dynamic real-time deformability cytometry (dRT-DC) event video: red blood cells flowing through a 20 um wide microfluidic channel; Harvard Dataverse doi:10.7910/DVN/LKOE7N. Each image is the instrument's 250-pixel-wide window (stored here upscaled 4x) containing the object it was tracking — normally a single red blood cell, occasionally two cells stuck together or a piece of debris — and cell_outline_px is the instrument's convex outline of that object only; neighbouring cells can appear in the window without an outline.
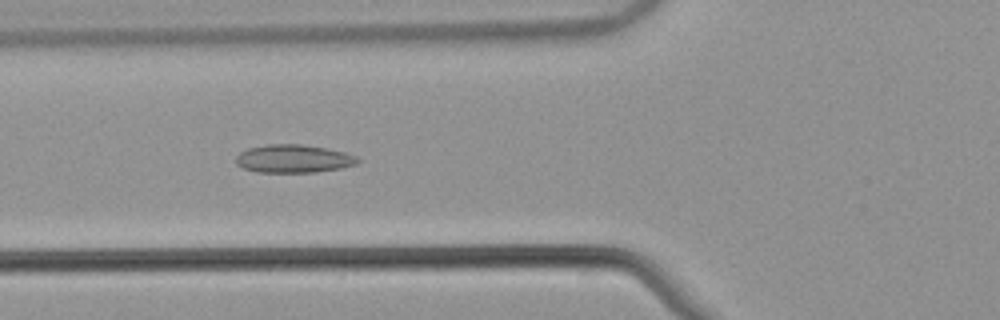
{"species": "common noctule bat (a hibernating species)", "species_latin": "Nyctalus noctula", "temperature_condition": "warm", "stored_images_in_passage": 54, "camera_frame_rate_fps": 3000, "um_per_image_px": 0.085, "animal": {"sex": "male", "body_mass_g": 21.5, "forearm_length_mm": 52.0}, "frame": {"image": 1, "passage_image": 21, "time_ms": 6.667, "image_size_px": [1000, 320], "cell_outline_px": [[360, 160], [356, 164], [340, 168], [316, 172], [256, 172], [244, 168], [236, 164], [236, 156], [240, 152], [248, 148], [268, 144], [300, 144], [324, 148], [344, 152], [356, 156]], "centroid_in_image_um": [24.92, 13.49], "position_along_channel_um": 100.9, "area_um2": 19.83}}
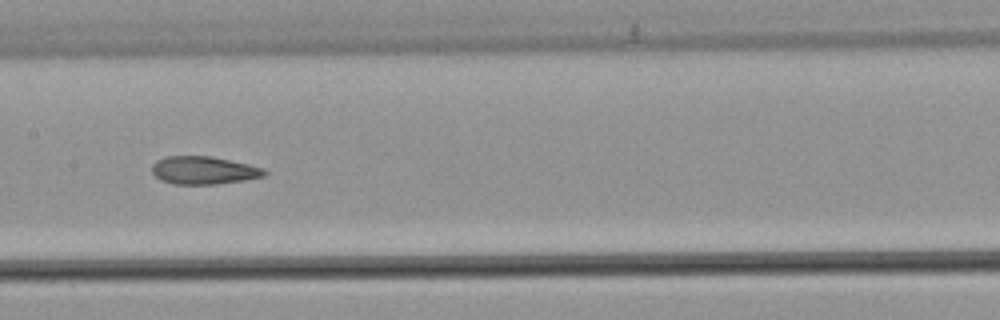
{"frame": {"image": 2, "passage_image": 28, "time_ms": 9.0, "image_size_px": [1000, 320], "cell_outline_px": [[268, 172], [264, 176], [244, 180], [216, 184], [176, 184], [160, 180], [152, 172], [152, 164], [156, 160], [164, 156], [212, 156], [248, 164], [264, 168]], "centroid_in_image_um": [17.3, 14.47], "position_along_channel_um": 190.1, "area_um2": 18.32}}
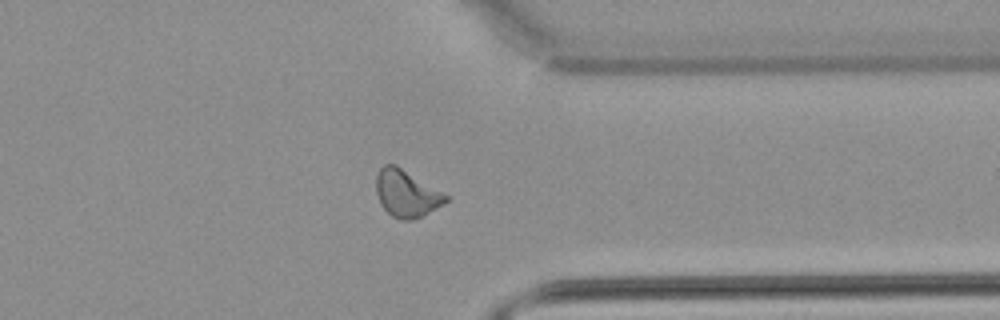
{"frame": {"image": 3, "passage_image": 43, "time_ms": 14.0, "image_size_px": [1000, 320], "cell_outline_px": [[452, 196], [444, 204], [412, 220], [400, 220], [392, 216], [380, 204], [376, 192], [376, 176], [380, 168], [384, 164], [396, 164]], "centroid_in_image_um": [34.58, 16.42], "position_along_channel_um": 376.8, "area_um2": 19.36}, "authors_computed_cell_mechanics": {"area_um2": 19.2474, "velocity_mm_per_s": 3.8146, "shape_relaxation_time_tau1_ms": null, "shape_relaxation_time_tau2_ms": 3.582, "deformation_change_tau1": null, "deformation_change_tau2": 0.0844}}